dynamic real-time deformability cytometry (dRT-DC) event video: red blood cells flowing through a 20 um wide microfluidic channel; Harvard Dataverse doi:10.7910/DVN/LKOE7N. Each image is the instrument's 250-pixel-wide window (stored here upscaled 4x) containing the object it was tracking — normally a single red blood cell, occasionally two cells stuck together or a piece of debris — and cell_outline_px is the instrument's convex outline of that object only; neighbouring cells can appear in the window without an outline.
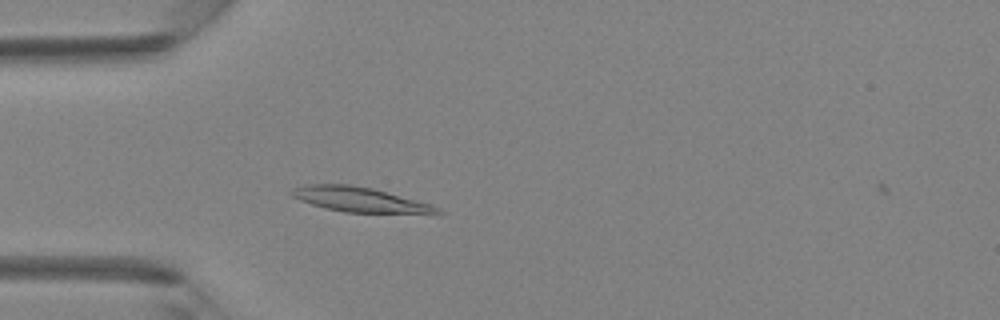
{"species": "Egyptian fruit bat (a non-hibernating species)", "species_latin": "Rousettus aegyptiacus", "temperature_condition": "room temperature", "stored_images_in_passage": 13, "camera_frame_rate_fps": 3000, "um_per_image_px": 0.085, "animal": {"sex": "female"}, "frame": {"image": 1, "passage_image": 12, "time_ms": 3.667, "image_size_px": [1000, 320], "cell_outline_px": [[444, 212], [344, 212], [324, 208], [300, 200], [292, 196], [288, 192], [292, 188], [308, 184], [348, 184], [372, 188], [432, 204], [440, 208]], "centroid_in_image_um": [30.47, 16.94], "position_along_channel_um": 54.5, "area_um2": 20.58}}